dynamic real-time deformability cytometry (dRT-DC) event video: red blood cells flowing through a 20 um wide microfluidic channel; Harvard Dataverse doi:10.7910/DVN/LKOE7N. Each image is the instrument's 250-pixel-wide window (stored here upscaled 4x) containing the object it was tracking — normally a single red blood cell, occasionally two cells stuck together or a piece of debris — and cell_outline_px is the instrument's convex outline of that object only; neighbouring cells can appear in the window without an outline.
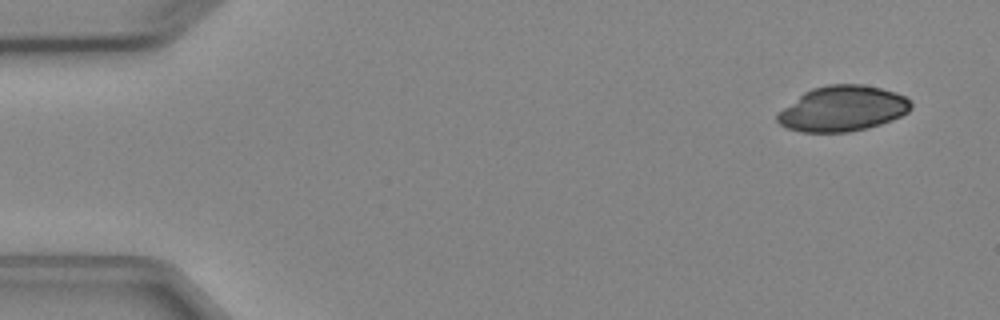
{"species": "Egyptian fruit bat (a non-hibernating species)", "species_latin": "Rousettus aegyptiacus", "temperature_condition": "cold", "stored_images_in_passage": 4, "camera_frame_rate_fps": 3000, "um_per_image_px": 0.085, "animal": {"sex": "female"}, "frame": {"image": 1, "passage_image": 1, "time_ms": 0.0, "image_size_px": [1000, 320], "cell_outline_px": [[912, 108], [908, 112], [892, 120], [868, 128], [848, 132], [800, 132], [788, 128], [780, 124], [776, 120], [776, 116], [784, 108], [804, 92], [812, 88], [828, 84], [860, 84], [880, 88], [896, 92], [904, 96], [912, 104]], "centroid_in_image_um": [71.63, 9.23], "position_along_channel_um": 13.4, "area_um2": 35.2}}